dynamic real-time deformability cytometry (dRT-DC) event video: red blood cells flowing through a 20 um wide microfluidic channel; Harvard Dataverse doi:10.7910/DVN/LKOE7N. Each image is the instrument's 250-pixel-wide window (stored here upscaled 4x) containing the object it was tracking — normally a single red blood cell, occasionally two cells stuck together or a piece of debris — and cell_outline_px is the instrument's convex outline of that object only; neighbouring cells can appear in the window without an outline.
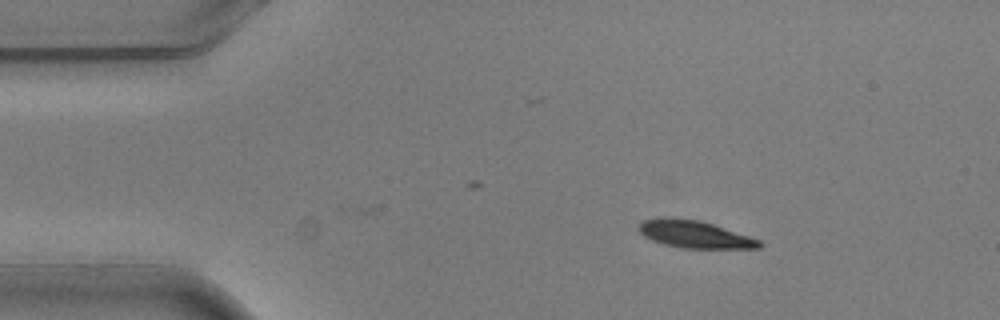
{"species": "common noctule bat (a hibernating species)", "species_latin": "Nyctalus noctula", "temperature_condition": "warm", "stored_images_in_passage": 3, "camera_frame_rate_fps": 3000, "um_per_image_px": 0.085, "animal": {"sex": "male", "body_mass_g": 20.5, "forearm_length_mm": 52.5}, "frame": {"image": 1, "passage_image": 3, "time_ms": 0.667, "image_size_px": [1000, 320], "cell_outline_px": [[764, 244], [760, 248], [680, 248], [664, 244], [652, 240], [644, 236], [636, 228], [636, 224], [644, 220], [656, 216], [668, 216], [696, 220], [712, 224], [760, 240]], "centroid_in_image_um": [58.95, 19.9], "position_along_channel_um": 26.0, "area_um2": 19.36}}